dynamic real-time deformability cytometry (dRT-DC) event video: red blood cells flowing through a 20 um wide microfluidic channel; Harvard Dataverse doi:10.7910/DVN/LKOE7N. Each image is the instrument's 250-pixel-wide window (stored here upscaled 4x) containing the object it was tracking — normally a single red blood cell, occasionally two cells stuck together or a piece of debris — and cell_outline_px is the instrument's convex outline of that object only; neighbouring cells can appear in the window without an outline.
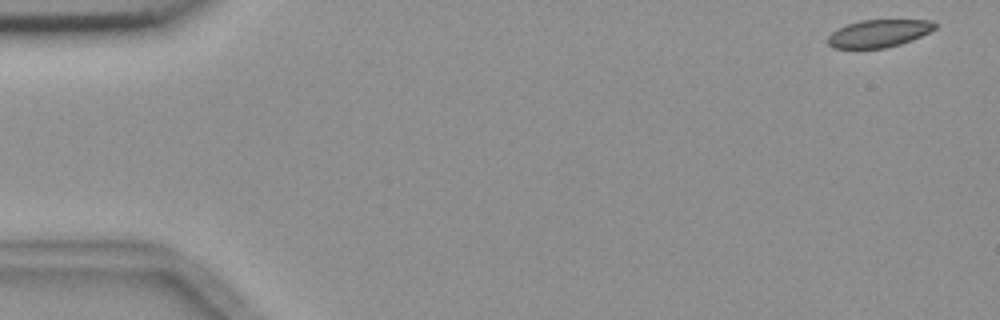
{"species": "common noctule bat (a hibernating species)", "species_latin": "Nyctalus noctula", "temperature_condition": "room temperature", "stored_images_in_passage": 5, "camera_frame_rate_fps": 3000, "um_per_image_px": 0.085, "animal": {"sex": "female", "body_mass_g": 18.4}, "frame": {"image": 1, "passage_image": 1, "time_ms": 0.0, "image_size_px": [1000, 320], "cell_outline_px": [[936, 28], [912, 40], [900, 44], [884, 48], [832, 48], [828, 44], [828, 36], [832, 32], [848, 24], [860, 20], [932, 20], [936, 24]], "centroid_in_image_um": [74.69, 2.84], "position_along_channel_um": 10.3, "area_um2": 17.05}}
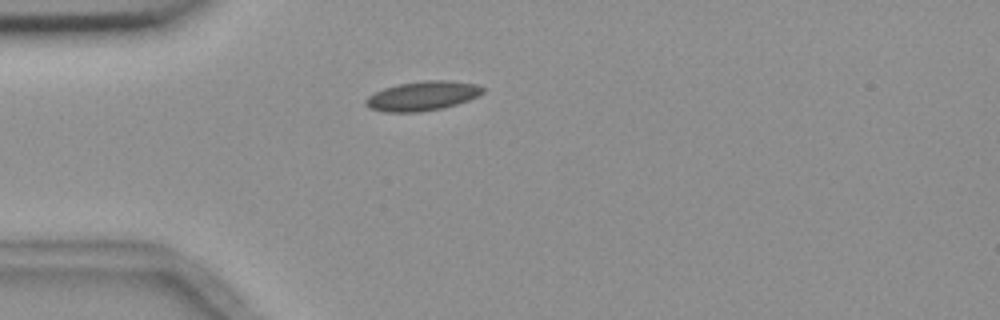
{"frame": {"image": 2, "passage_image": 5, "time_ms": 4.333, "image_size_px": [1000, 320], "cell_outline_px": [[484, 92], [468, 100], [456, 104], [440, 108], [420, 112], [384, 112], [372, 108], [364, 104], [364, 100], [368, 96], [384, 88], [396, 84], [424, 80], [444, 80], [476, 84], [484, 88]], "centroid_in_image_um": [35.88, 8.15], "position_along_channel_um": 49.1, "area_um2": 19.88}}